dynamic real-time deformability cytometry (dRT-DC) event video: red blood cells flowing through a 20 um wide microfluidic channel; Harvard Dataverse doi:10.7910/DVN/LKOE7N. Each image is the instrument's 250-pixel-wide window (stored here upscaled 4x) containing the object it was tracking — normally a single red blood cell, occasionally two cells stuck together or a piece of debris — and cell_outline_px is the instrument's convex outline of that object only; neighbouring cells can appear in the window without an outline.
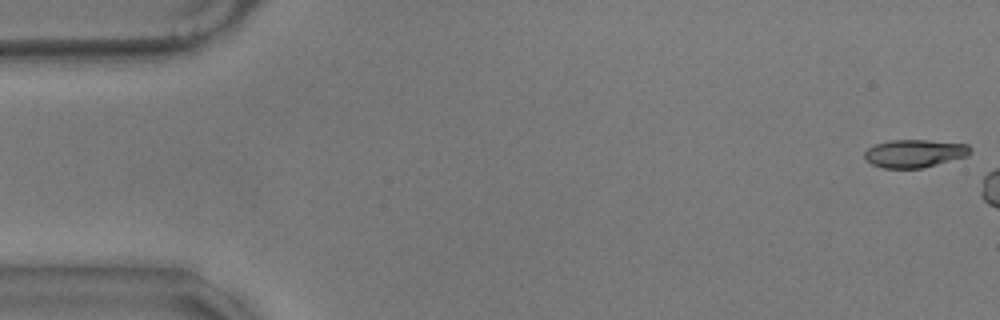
{"species": "common noctule bat (a hibernating species)", "species_latin": "Nyctalus noctula", "temperature_condition": "warm", "stored_images_in_passage": 6, "camera_frame_rate_fps": 3000, "um_per_image_px": 0.085, "animal": {"sex": "male", "body_mass_g": 17.9}, "frame": {"image": 1, "passage_image": 1, "time_ms": 0.0, "image_size_px": [1000, 320], "cell_outline_px": [[972, 152], [968, 156], [924, 168], [884, 168], [872, 164], [864, 160], [864, 152], [868, 148], [876, 144], [892, 140], [928, 140], [968, 144], [972, 148]], "centroid_in_image_um": [77.76, 13.04], "position_along_channel_um": 7.2, "area_um2": 17.4}}